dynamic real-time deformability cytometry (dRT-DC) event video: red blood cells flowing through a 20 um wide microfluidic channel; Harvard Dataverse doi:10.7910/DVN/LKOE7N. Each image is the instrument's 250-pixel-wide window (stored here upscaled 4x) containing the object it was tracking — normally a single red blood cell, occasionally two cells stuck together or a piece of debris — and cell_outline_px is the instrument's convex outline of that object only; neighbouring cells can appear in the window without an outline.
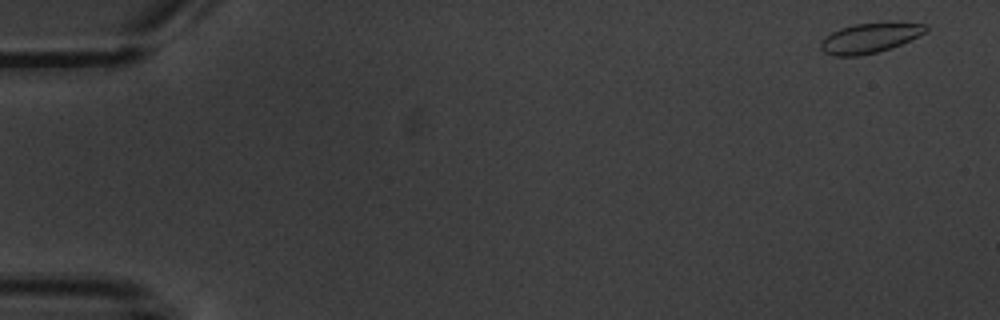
{"species": "common noctule bat (a hibernating species)", "species_latin": "Nyctalus noctula", "temperature_condition": "warm", "stored_images_in_passage": 5, "camera_frame_rate_fps": 3000, "um_per_image_px": 0.085, "animal": {"sex": "male", "body_mass_g": 20.1, "forearm_length_mm": 53.5}, "frame": {"image": 1, "passage_image": 1, "time_ms": 0.0, "image_size_px": [1000, 320], "cell_outline_px": [[928, 28], [924, 32], [900, 44], [876, 52], [860, 56], [832, 56], [824, 52], [820, 48], [820, 44], [832, 32], [840, 28], [852, 24], [928, 24]], "centroid_in_image_um": [73.85, 3.26], "position_along_channel_um": 11.2, "area_um2": 17.46}}